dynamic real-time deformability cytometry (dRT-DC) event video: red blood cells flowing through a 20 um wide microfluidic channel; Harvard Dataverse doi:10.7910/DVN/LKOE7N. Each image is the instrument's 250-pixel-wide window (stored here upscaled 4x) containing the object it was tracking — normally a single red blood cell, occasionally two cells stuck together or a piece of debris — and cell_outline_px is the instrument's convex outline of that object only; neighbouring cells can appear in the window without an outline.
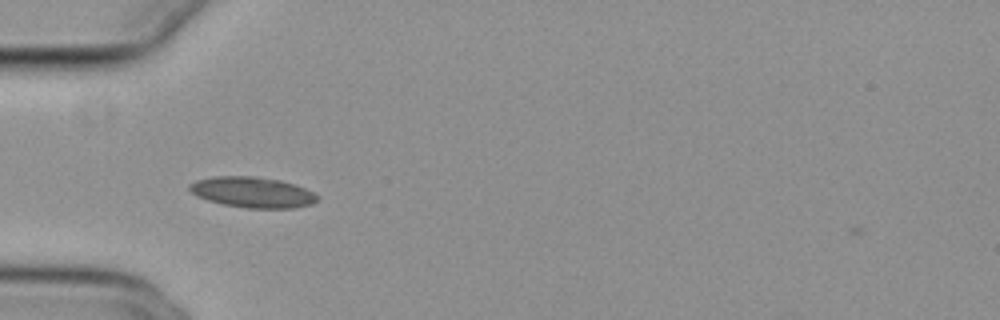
{"species": "common noctule bat (a hibernating species)", "species_latin": "Nyctalus noctula", "temperature_condition": "cold", "stored_images_in_passage": 38, "camera_frame_rate_fps": 3000, "um_per_image_px": 0.085, "animal": {"sex": "female", "body_mass_g": 29.2, "forearm_length_mm": 56.3}, "frame": {"image": 1, "passage_image": 1, "time_ms": 0.0, "image_size_px": [1000, 320], "cell_outline_px": [[320, 200], [312, 204], [292, 208], [248, 208], [224, 204], [208, 200], [196, 196], [188, 188], [188, 184], [196, 180], [212, 176], [256, 176], [280, 180], [304, 188], [320, 196]], "centroid_in_image_um": [21.46, 16.34], "position_along_channel_um": 63.5, "area_um2": 22.89}}
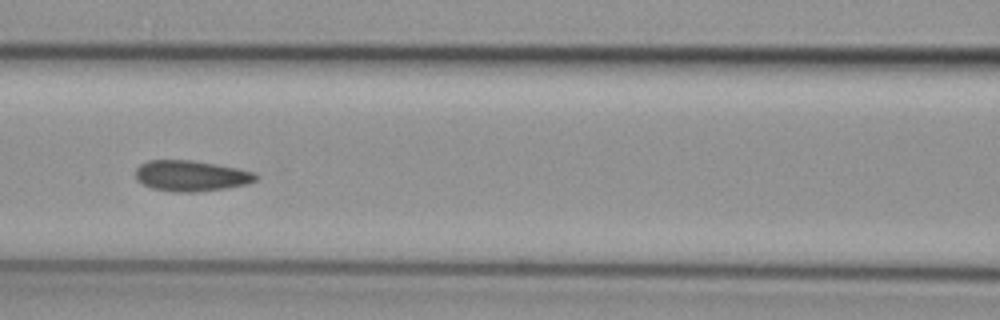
{"frame": {"image": 2, "passage_image": 8, "time_ms": 2.333, "image_size_px": [1000, 320], "cell_outline_px": [[260, 176], [256, 180], [248, 184], [224, 188], [196, 192], [172, 192], [152, 188], [136, 180], [136, 168], [140, 164], [148, 160], [192, 160], [216, 164], [256, 172]], "centroid_in_image_um": [16.25, 14.94], "position_along_channel_um": 150.3, "area_um2": 21.68}}
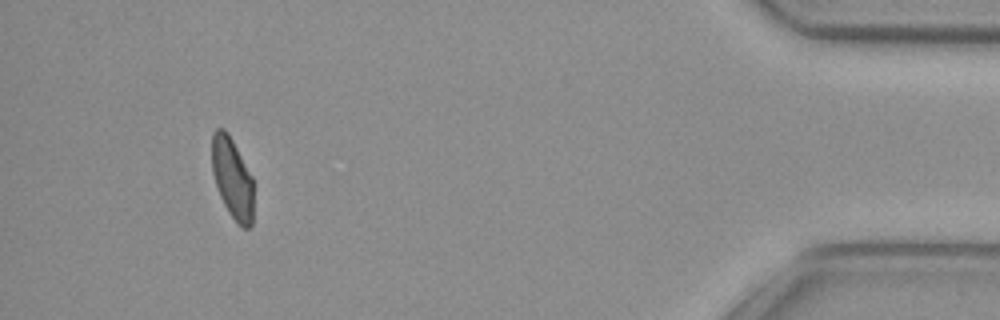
{"frame": {"image": 3, "passage_image": 34, "time_ms": 11.0, "image_size_px": [1000, 320], "cell_outline_px": [[252, 224], [248, 228], [240, 228], [236, 224], [228, 212], [220, 196], [212, 172], [212, 132], [216, 128], [224, 128], [228, 132], [252, 176]], "centroid_in_image_um": [19.73, 15.15], "position_along_channel_um": 415.5, "area_um2": 19.65}, "authors_computed_cell_mechanics": {"area_um2": 21.0392, "velocity_mm_per_s": 3.8212, "shape_relaxation_time_tau1_ms": null, "shape_relaxation_time_tau2_ms": 2.387, "deformation_change_tau1": null, "deformation_change_tau2": 0.0704}}